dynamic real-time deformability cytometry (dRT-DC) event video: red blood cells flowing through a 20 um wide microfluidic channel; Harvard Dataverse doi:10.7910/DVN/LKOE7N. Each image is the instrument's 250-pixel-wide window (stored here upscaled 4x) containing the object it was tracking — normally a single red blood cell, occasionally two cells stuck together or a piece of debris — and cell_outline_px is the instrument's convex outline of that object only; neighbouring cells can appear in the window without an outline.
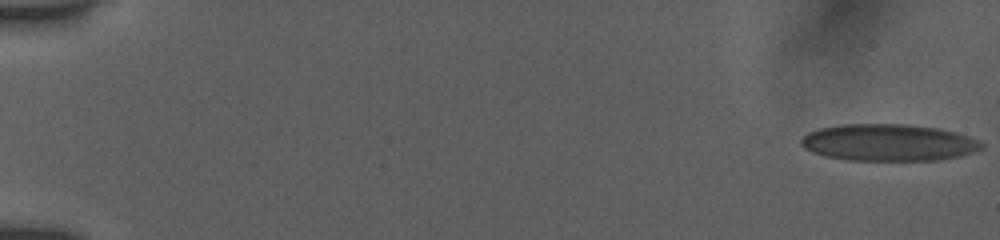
{"species": "human", "species_latin": "Homo sapiens", "temperature_condition": "room temperature", "stored_images_in_passage": 17, "camera_frame_rate_fps": 3000, "um_per_image_px": 0.085, "donor": {"sex": "female"}, "frame": {"image": 1, "passage_image": 1, "time_ms": 0.0, "image_size_px": [1000, 240], "cell_outline_px": [[984, 148], [960, 156], [940, 160], [848, 160], [824, 156], [812, 152], [804, 148], [800, 144], [800, 140], [808, 132], [820, 128], [840, 124], [908, 124], [940, 128], [968, 136], [980, 140], [984, 144]], "centroid_in_image_um": [75.53, 12.11], "position_along_channel_um": 9.5, "area_um2": 39.02}}
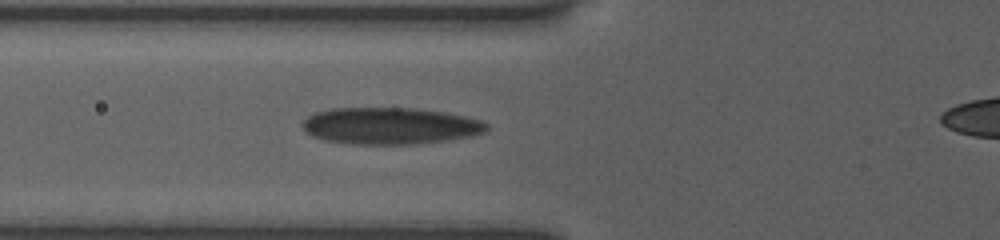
{"frame": {"image": 2, "passage_image": 17, "time_ms": 7.0, "image_size_px": [1000, 240], "cell_outline_px": [[488, 132], [472, 136], [448, 140], [416, 144], [352, 144], [324, 140], [312, 136], [300, 124], [308, 116], [316, 112], [332, 108], [416, 108], [444, 112], [464, 116], [480, 120], [488, 124]], "centroid_in_image_um": [33.18, 10.7], "position_along_channel_um": 92.6, "area_um2": 39.59}}